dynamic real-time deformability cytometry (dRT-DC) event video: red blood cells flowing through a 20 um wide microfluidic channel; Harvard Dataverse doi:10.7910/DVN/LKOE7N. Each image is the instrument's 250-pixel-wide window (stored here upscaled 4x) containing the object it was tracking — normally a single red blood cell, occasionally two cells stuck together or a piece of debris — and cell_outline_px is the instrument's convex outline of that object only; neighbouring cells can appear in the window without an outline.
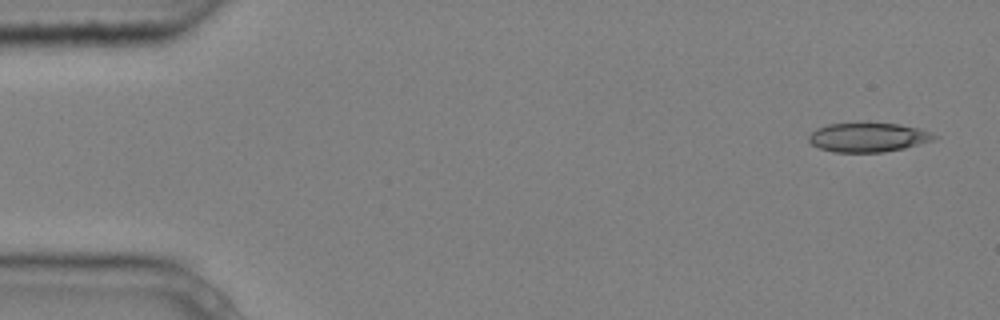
{"species": "common noctule bat (a hibernating species)", "species_latin": "Nyctalus noctula", "temperature_condition": "cold", "stored_images_in_passage": 4, "camera_frame_rate_fps": 3000, "um_per_image_px": 0.085, "animal": {"sex": "male", "body_mass_g": 20.4}, "frame": {"image": 1, "passage_image": 1, "time_ms": 0.0, "image_size_px": [1000, 320], "cell_outline_px": [[940, 136], [932, 140], [904, 148], [884, 152], [832, 152], [820, 148], [812, 144], [808, 140], [808, 136], [816, 128], [828, 124], [860, 120], [900, 124], [920, 128], [932, 132]], "centroid_in_image_um": [73.78, 11.62], "position_along_channel_um": 11.2, "area_um2": 22.2}}
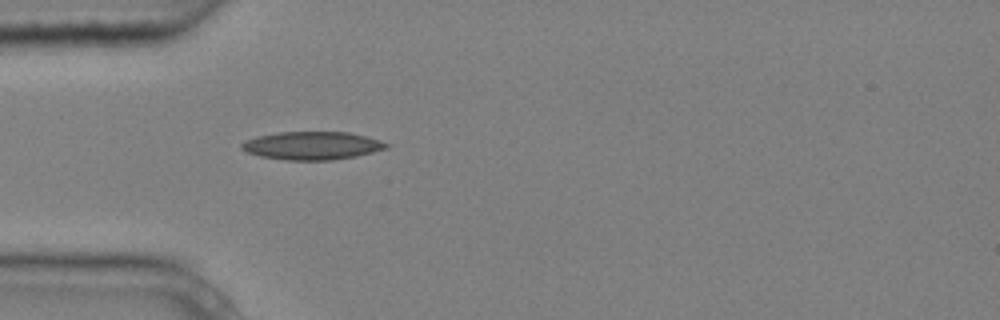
{"frame": {"image": 2, "passage_image": 4, "time_ms": 1.0, "image_size_px": [1000, 320], "cell_outline_px": [[392, 144], [388, 148], [356, 156], [332, 160], [288, 160], [260, 156], [248, 152], [240, 148], [240, 144], [244, 140], [256, 136], [276, 132], [348, 132], [380, 140]], "centroid_in_image_um": [26.52, 12.37], "position_along_channel_um": 58.5, "area_um2": 23.76}}